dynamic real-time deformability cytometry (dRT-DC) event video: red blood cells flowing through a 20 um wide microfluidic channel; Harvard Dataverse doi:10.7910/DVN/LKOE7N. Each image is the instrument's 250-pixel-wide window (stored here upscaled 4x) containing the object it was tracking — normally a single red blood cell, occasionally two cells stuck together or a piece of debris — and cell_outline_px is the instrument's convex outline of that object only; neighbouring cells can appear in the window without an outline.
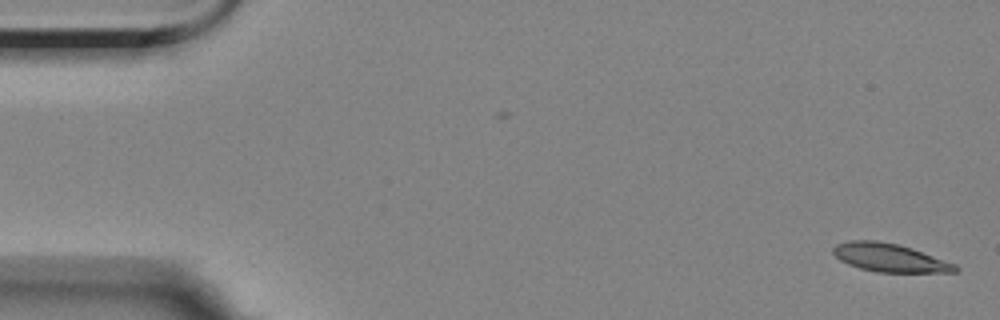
{"species": "Egyptian fruit bat (a non-hibernating species)", "species_latin": "Rousettus aegyptiacus", "temperature_condition": "room temperature", "stored_images_in_passage": 57, "segment_of_instrument_passage": [1, 2], "camera_frame_rate_fps": 3000, "um_per_image_px": 0.085, "animal": {"sex": "female"}, "frame": {"image": 1, "passage_image": 1, "time_ms": 0.0, "image_size_px": [1000, 320], "cell_outline_px": [[960, 268], [956, 272], [876, 272], [860, 268], [848, 264], [840, 260], [832, 252], [832, 248], [836, 244], [848, 240], [876, 240], [896, 244], [912, 248], [956, 264]], "centroid_in_image_um": [75.61, 21.9], "position_along_channel_um": 9.4, "area_um2": 20.11}}
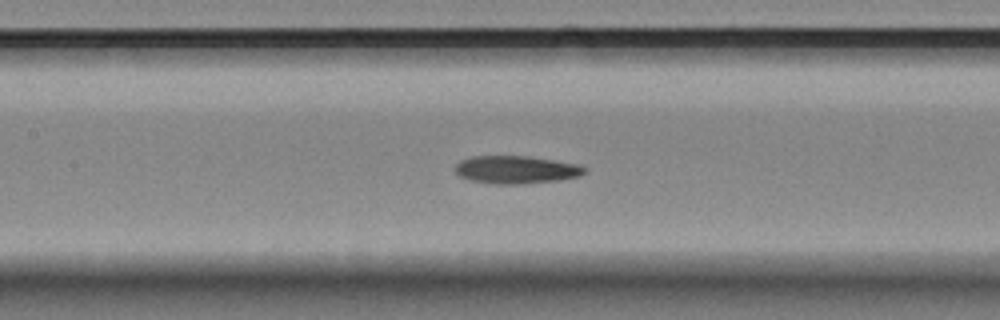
{"frame": {"image": 2, "passage_image": 25, "time_ms": 8.0, "image_size_px": [1000, 320], "cell_outline_px": [[588, 172], [580, 176], [556, 180], [520, 184], [492, 184], [468, 180], [460, 176], [456, 172], [456, 164], [460, 160], [472, 156], [528, 156], [580, 164], [588, 168]], "centroid_in_image_um": [43.9, 14.42], "position_along_channel_um": 163.5, "area_um2": 21.15}}
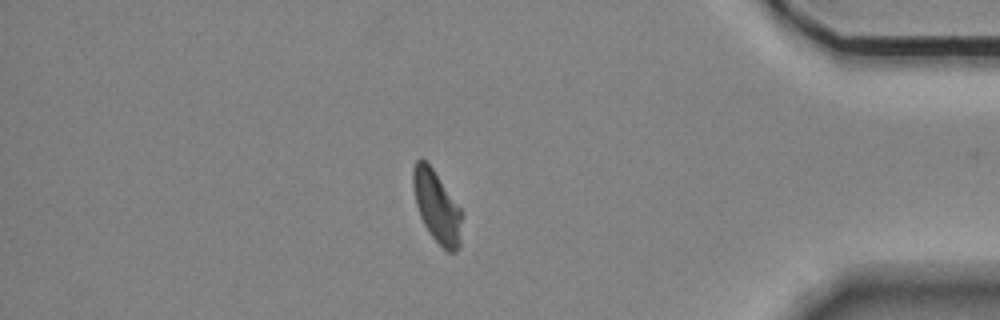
{"frame": {"image": 3, "passage_image": 48, "time_ms": 15.667, "image_size_px": [1000, 320], "cell_outline_px": [[464, 216], [460, 244], [456, 252], [448, 252], [428, 232], [420, 216], [416, 204], [412, 188], [412, 168], [416, 160], [420, 156], [432, 168], [464, 212]], "centroid_in_image_um": [37.15, 17.56], "position_along_channel_um": 398.1, "area_um2": 20.75}}